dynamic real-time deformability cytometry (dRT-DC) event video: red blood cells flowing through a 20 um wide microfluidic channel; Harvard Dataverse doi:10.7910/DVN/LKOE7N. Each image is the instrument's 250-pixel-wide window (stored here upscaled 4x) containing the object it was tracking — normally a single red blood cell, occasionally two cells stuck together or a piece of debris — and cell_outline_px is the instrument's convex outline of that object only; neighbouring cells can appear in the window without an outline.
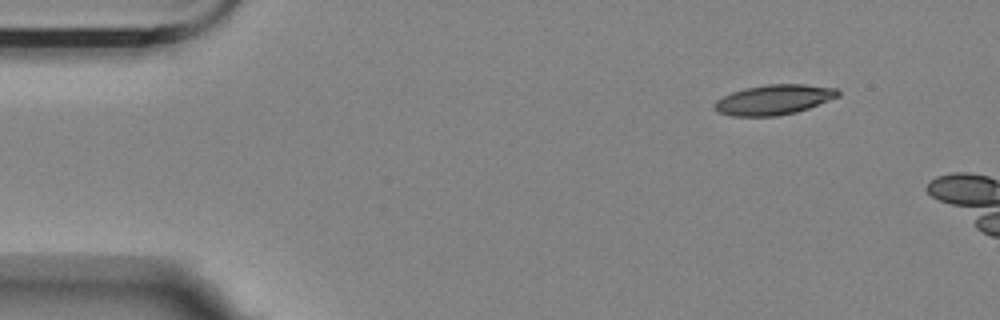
{"species": "Egyptian fruit bat (a non-hibernating species)", "species_latin": "Rousettus aegyptiacus", "temperature_condition": "room temperature", "stored_images_in_passage": 5, "camera_frame_rate_fps": 3000, "um_per_image_px": 0.085, "animal": {"sex": "female"}, "frame": {"image": 1, "passage_image": 1, "time_ms": 0.0, "image_size_px": [1000, 320], "cell_outline_px": [[840, 96], [808, 108], [796, 112], [776, 116], [732, 116], [716, 112], [716, 100], [732, 92], [744, 88], [768, 84], [804, 84], [836, 88], [840, 92]], "centroid_in_image_um": [65.79, 8.47], "position_along_channel_um": 19.2, "area_um2": 21.5}}
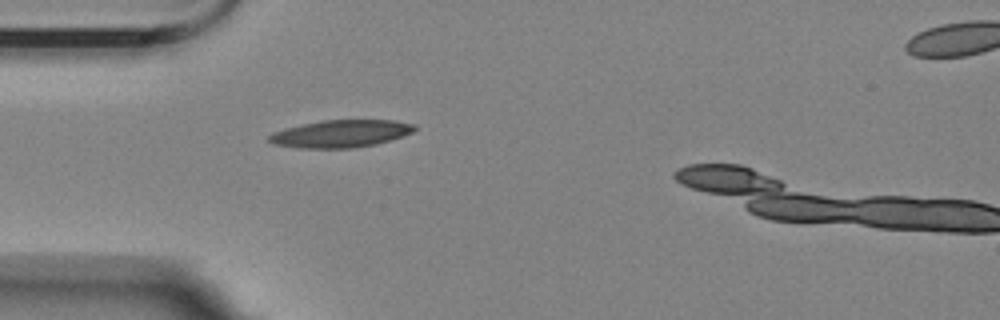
{"frame": {"image": 2, "passage_image": 4, "time_ms": 3.333, "image_size_px": [1000, 320], "cell_outline_px": [[416, 128], [412, 132], [376, 144], [352, 148], [296, 148], [272, 144], [268, 140], [268, 136], [272, 132], [284, 128], [324, 120], [392, 120], [416, 124]], "centroid_in_image_um": [28.91, 11.36], "position_along_channel_um": 56.1, "area_um2": 23.18}}